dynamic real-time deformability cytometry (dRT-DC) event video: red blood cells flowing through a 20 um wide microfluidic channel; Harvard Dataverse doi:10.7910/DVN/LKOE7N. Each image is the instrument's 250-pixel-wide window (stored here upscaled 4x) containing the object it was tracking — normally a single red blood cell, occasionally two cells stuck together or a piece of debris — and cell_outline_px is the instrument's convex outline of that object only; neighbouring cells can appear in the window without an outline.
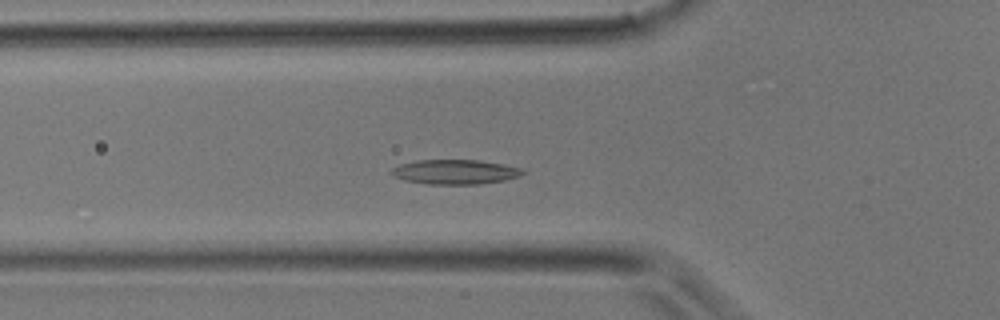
{"species": "common noctule bat (a hibernating species)", "species_latin": "Nyctalus noctula", "temperature_condition": "room temperature", "stored_images_in_passage": 36, "camera_frame_rate_fps": 3000, "um_per_image_px": 0.085, "animal": {"sex": "male", "body_mass_g": 17.9}, "frame": {"image": 1, "passage_image": 8, "time_ms": 2.333, "image_size_px": [1000, 320], "cell_outline_px": [[528, 172], [520, 176], [504, 180], [480, 184], [428, 184], [404, 180], [392, 176], [388, 172], [392, 168], [400, 164], [416, 160], [480, 160], [504, 164], [520, 168]], "centroid_in_image_um": [38.67, 14.61], "position_along_channel_um": 87.1, "area_um2": 19.02}}
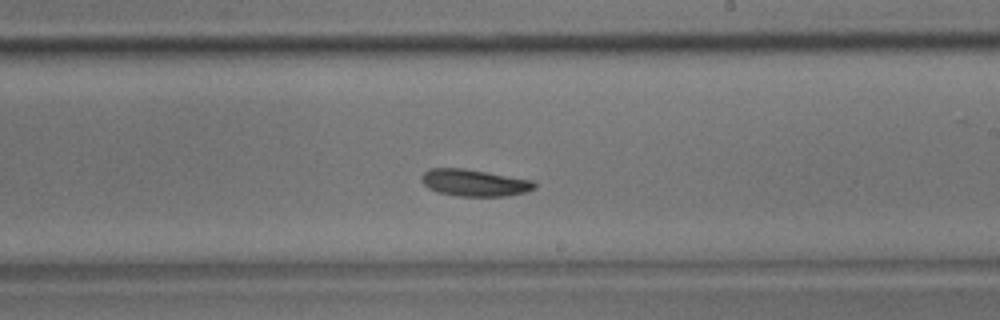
{"frame": {"image": 2, "passage_image": 18, "time_ms": 5.667, "image_size_px": [1000, 320], "cell_outline_px": [[536, 188], [524, 192], [508, 196], [456, 196], [436, 192], [428, 188], [420, 180], [420, 176], [428, 168], [464, 168], [532, 180], [536, 184]], "centroid_in_image_um": [40.27, 15.53], "position_along_channel_um": 248.7, "area_um2": 17.8}}
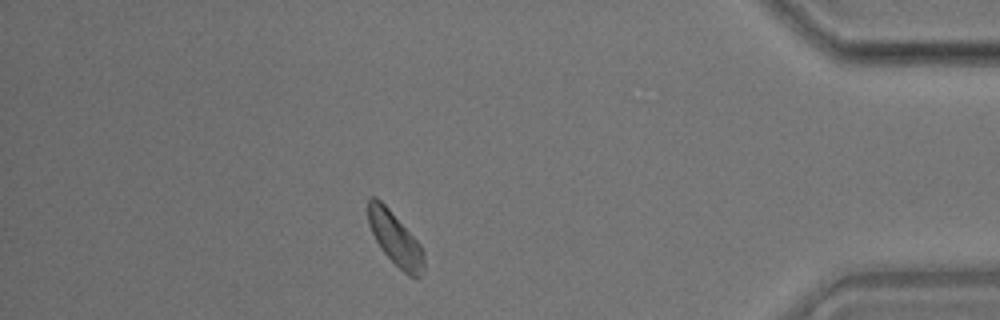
{"frame": {"image": 3, "passage_image": 30, "time_ms": 9.667, "image_size_px": [1000, 320], "cell_outline_px": [[424, 272], [420, 276], [408, 276], [380, 248], [368, 224], [368, 196], [376, 196], [388, 208], [420, 244], [424, 252]], "centroid_in_image_um": [33.59, 20.28], "position_along_channel_um": 401.6, "area_um2": 17.05}}